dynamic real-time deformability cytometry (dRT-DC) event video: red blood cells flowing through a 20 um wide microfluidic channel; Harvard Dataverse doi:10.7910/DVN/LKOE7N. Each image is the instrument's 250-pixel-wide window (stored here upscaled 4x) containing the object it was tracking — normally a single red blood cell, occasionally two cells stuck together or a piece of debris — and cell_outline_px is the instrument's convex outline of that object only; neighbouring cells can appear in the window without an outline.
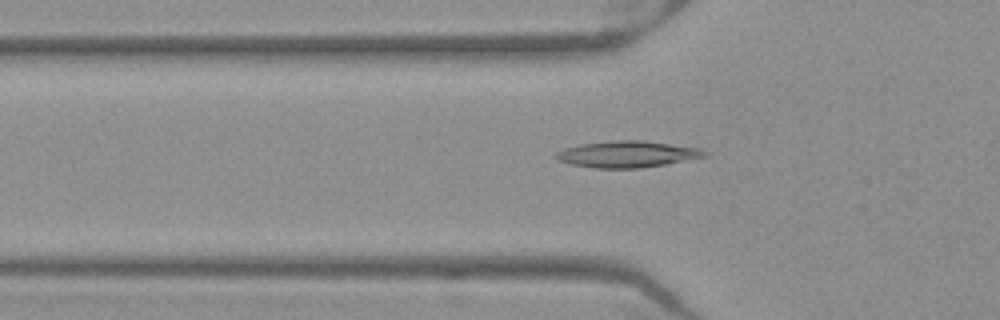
{"species": "Egyptian fruit bat (a non-hibernating species)", "species_latin": "Rousettus aegyptiacus", "temperature_condition": "warm", "stored_images_in_passage": 47, "camera_frame_rate_fps": 3000, "um_per_image_px": 0.085, "frame": {"image": 1, "passage_image": 13, "time_ms": 4.0, "image_size_px": [1000, 320], "cell_outline_px": [[708, 156], [664, 164], [640, 168], [596, 168], [572, 164], [556, 160], [552, 156], [556, 152], [564, 148], [580, 144], [612, 140], [640, 140], [700, 148], [708, 152]], "centroid_in_image_um": [53.27, 13.1], "position_along_channel_um": 72.5, "area_um2": 22.89}}
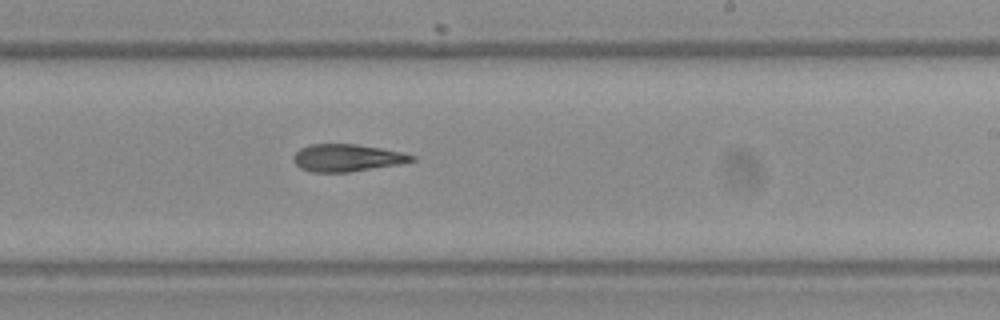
{"frame": {"image": 2, "passage_image": 27, "time_ms": 8.667, "image_size_px": [1000, 320], "cell_outline_px": [[416, 160], [400, 164], [348, 172], [312, 172], [300, 168], [292, 160], [292, 156], [300, 148], [308, 144], [356, 144], [404, 152], [416, 156]], "centroid_in_image_um": [29.49, 13.41], "position_along_channel_um": 259.5, "area_um2": 18.96}}
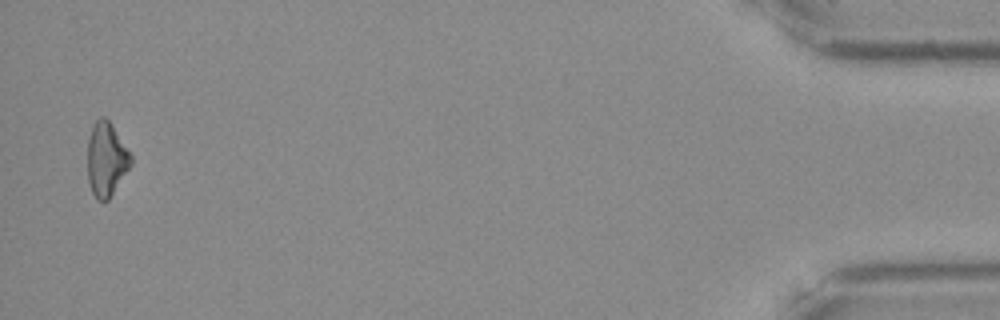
{"frame": {"image": 3, "passage_image": 46, "time_ms": 15.0, "image_size_px": [1000, 320], "cell_outline_px": [[132, 164], [108, 200], [96, 200], [92, 192], [88, 180], [88, 140], [92, 124], [100, 116], [104, 116], [112, 124], [132, 156]], "centroid_in_image_um": [9.03, 13.52], "position_along_channel_um": 426.2, "area_um2": 18.67}, "authors_computed_cell_mechanics": {"area_um2": 19.4208, "velocity_mm_per_s": 3.9881, "shape_relaxation_time_tau1_ms": null, "shape_relaxation_time_tau2_ms": 10.6403, "deformation_change_tau1": null, "deformation_change_tau2": 0.2624}}